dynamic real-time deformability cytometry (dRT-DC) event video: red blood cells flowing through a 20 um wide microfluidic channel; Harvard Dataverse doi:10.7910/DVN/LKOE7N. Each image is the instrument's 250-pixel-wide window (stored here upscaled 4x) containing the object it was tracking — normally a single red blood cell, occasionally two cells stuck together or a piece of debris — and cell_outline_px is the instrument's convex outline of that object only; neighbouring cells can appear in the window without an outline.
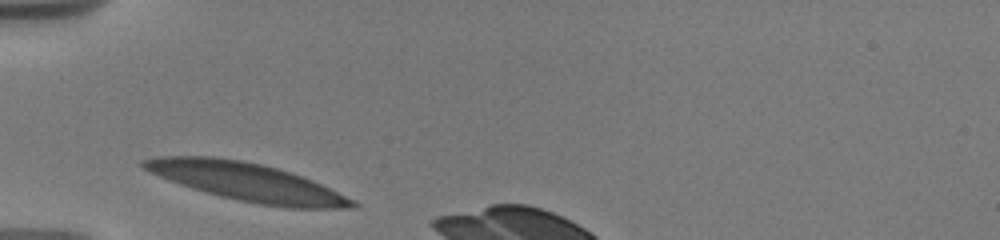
{"species": "human", "species_latin": "Homo sapiens", "temperature_condition": "warm", "stored_images_in_passage": 8, "camera_frame_rate_fps": 3000, "um_per_image_px": 0.085, "donor": {"sex": "male"}, "frame": {"image": 1, "passage_image": 1, "time_ms": 0.0, "image_size_px": [1000, 240], "cell_outline_px": [[360, 204], [356, 208], [288, 208], [260, 204], [220, 196], [192, 188], [180, 184], [148, 172], [140, 168], [140, 160], [156, 156], [212, 156], [240, 160], [260, 164], [276, 168], [312, 180], [356, 200]], "centroid_in_image_um": [20.96, 15.46], "position_along_channel_um": 64.0, "area_um2": 46.12}}
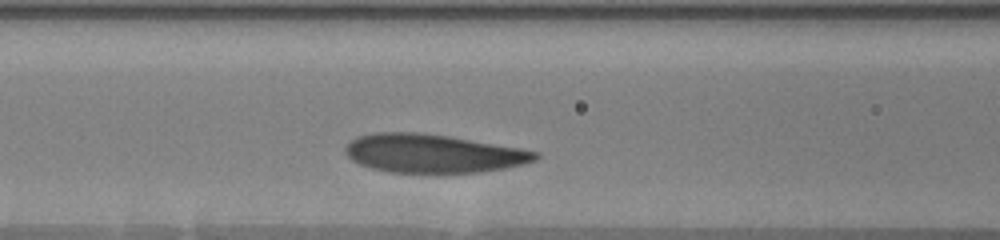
{"frame": {"image": 2, "passage_image": 5, "time_ms": 2.0, "image_size_px": [1000, 240], "cell_outline_px": [[540, 156], [536, 160], [524, 164], [504, 168], [480, 172], [440, 176], [436, 176], [388, 172], [372, 168], [360, 164], [352, 160], [344, 152], [344, 148], [356, 136], [376, 132], [416, 132], [448, 136], [520, 148], [540, 152]], "centroid_in_image_um": [36.81, 13.09], "position_along_channel_um": 129.8, "area_um2": 43.87}}
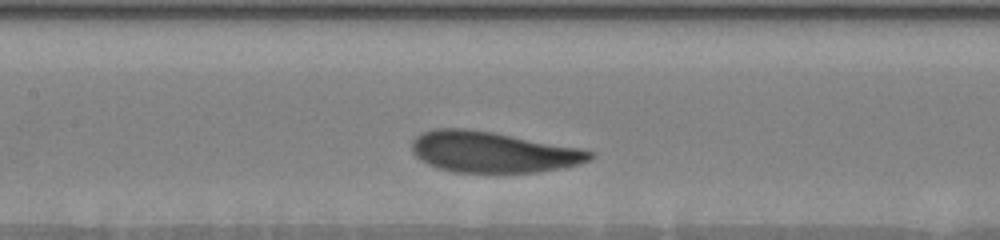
{"frame": {"image": 3, "passage_image": 7, "time_ms": 3.0, "image_size_px": [1000, 240], "cell_outline_px": [[596, 156], [592, 160], [580, 164], [564, 168], [536, 172], [456, 172], [440, 168], [428, 164], [420, 160], [412, 152], [412, 140], [420, 132], [432, 128], [464, 128], [492, 132], [580, 148], [596, 152]], "centroid_in_image_um": [41.91, 12.92], "position_along_channel_um": 165.5, "area_um2": 42.66}}